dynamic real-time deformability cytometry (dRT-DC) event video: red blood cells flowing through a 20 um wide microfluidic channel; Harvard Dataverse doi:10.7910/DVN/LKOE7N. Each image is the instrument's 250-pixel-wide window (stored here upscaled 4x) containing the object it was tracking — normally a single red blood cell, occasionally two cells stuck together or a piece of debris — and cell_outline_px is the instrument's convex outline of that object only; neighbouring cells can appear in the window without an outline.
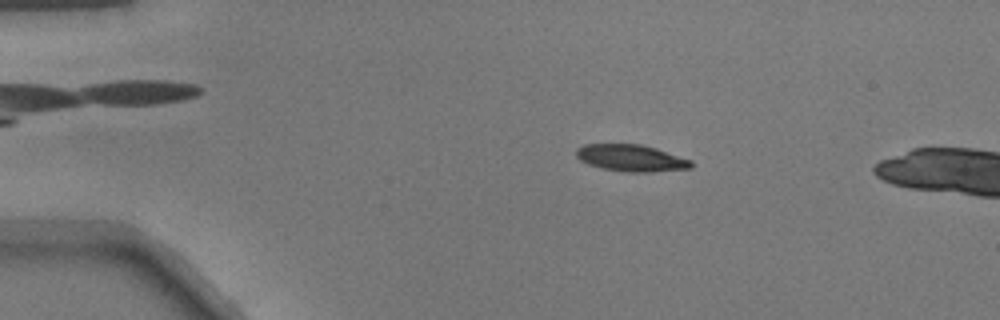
{"species": "common noctule bat (a hibernating species)", "species_latin": "Nyctalus noctula", "temperature_condition": "warm", "stored_images_in_passage": 14, "camera_frame_rate_fps": 3000, "um_per_image_px": 0.085, "animal": {"sex": "male", "body_mass_g": 17.9}, "frame": {"image": 1, "passage_image": 10, "time_ms": 3.0, "image_size_px": [1000, 320], "cell_outline_px": [[692, 168], [652, 172], [624, 172], [604, 168], [588, 164], [580, 160], [576, 156], [576, 148], [584, 144], [640, 144], [656, 148], [692, 160]], "centroid_in_image_um": [53.65, 13.43], "position_along_channel_um": 31.4, "area_um2": 17.98}}